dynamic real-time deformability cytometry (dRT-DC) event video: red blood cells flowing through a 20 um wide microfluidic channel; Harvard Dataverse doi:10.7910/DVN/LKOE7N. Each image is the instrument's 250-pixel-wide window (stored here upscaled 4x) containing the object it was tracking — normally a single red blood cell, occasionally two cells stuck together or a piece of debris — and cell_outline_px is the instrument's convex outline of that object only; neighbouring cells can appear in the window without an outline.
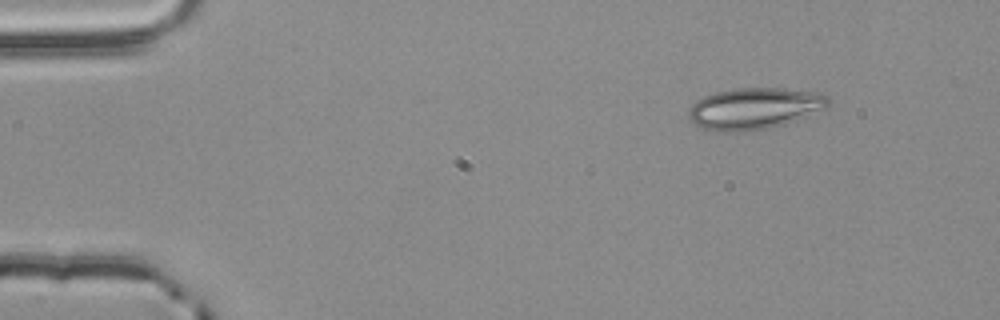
{"species": "common noctule bat (a hibernating species)", "species_latin": "Nyctalus noctula", "temperature_condition": "room temperature", "stored_images_in_passage": 48, "camera_frame_rate_fps": 3000, "um_per_image_px": 0.085, "animal": {"sex": "male", "body_mass_g": 20.4}, "frame": {"image": 1, "passage_image": 1, "time_ms": 0.0, "image_size_px": [1000, 320], "cell_outline_px": [[832, 104], [828, 108], [796, 120], [784, 124], [768, 128], [748, 132], [724, 132], [700, 128], [688, 120], [688, 112], [692, 104], [696, 100], [704, 96], [716, 92], [736, 88], [784, 88], [820, 92], [828, 96], [832, 100]], "centroid_in_image_um": [64.16, 9.22], "position_along_channel_um": 20.8, "area_um2": 34.45}}
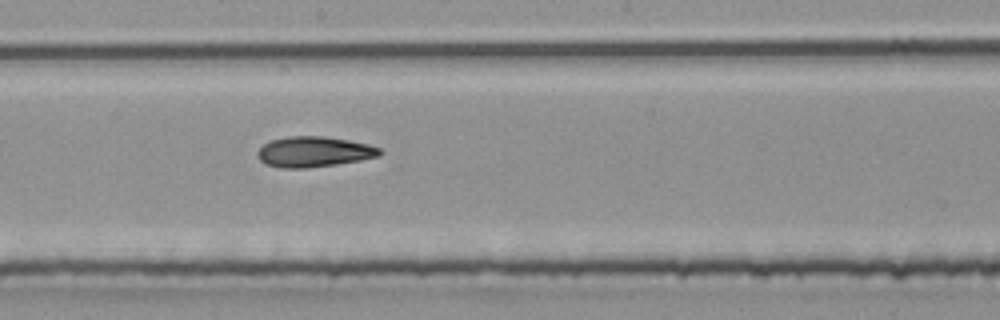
{"frame": {"image": 2, "passage_image": 24, "time_ms": 7.667, "image_size_px": [1000, 320], "cell_outline_px": [[384, 152], [380, 156], [360, 160], [336, 164], [308, 168], [280, 168], [264, 164], [256, 156], [256, 152], [264, 144], [272, 140], [288, 136], [324, 136], [348, 140], [368, 144], [380, 148]], "centroid_in_image_um": [26.68, 12.91], "position_along_channel_um": 221.5, "area_um2": 21.85}}
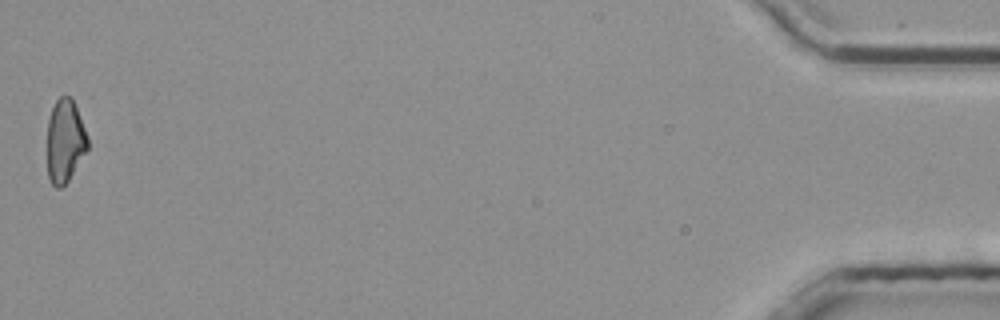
{"frame": {"image": 3, "passage_image": 48, "time_ms": 15.667, "image_size_px": [1000, 320], "cell_outline_px": [[88, 148], [68, 180], [60, 188], [56, 188], [52, 184], [48, 176], [48, 120], [52, 108], [56, 100], [60, 96], [72, 96], [88, 136]], "centroid_in_image_um": [5.53, 11.95], "position_along_channel_um": 429.7, "area_um2": 19.48}, "authors_computed_cell_mechanics": {"area_um2": 21.3282, "velocity_mm_per_s": 3.8693, "shape_relaxation_time_tau1_ms": 9.5183, "shape_relaxation_time_tau2_ms": 10.5869, "deformation_change_tau1": 0.2015, "deformation_change_tau2": 0.2349}}